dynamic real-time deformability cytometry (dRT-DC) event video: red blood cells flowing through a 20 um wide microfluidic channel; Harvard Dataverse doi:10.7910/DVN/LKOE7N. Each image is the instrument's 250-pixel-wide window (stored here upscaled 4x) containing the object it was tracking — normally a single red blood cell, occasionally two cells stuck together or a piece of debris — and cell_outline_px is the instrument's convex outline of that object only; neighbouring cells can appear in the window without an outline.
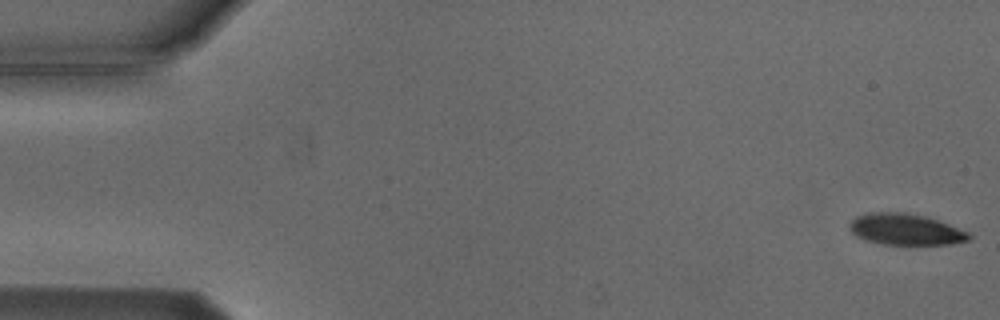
{"species": "Egyptian fruit bat (a non-hibernating species)", "species_latin": "Rousettus aegyptiacus", "temperature_condition": "cold", "stored_images_in_passage": 5, "camera_frame_rate_fps": 3000, "um_per_image_px": 0.085, "animal": {"sex": "male"}, "frame": {"image": 1, "passage_image": 1, "time_ms": 0.0, "image_size_px": [1000, 320], "cell_outline_px": [[972, 236], [968, 240], [948, 244], [884, 244], [864, 240], [856, 236], [852, 232], [848, 224], [856, 216], [868, 212], [904, 212], [924, 216], [948, 224], [968, 232]], "centroid_in_image_um": [76.92, 19.49], "position_along_channel_um": 8.1, "area_um2": 21.56}}
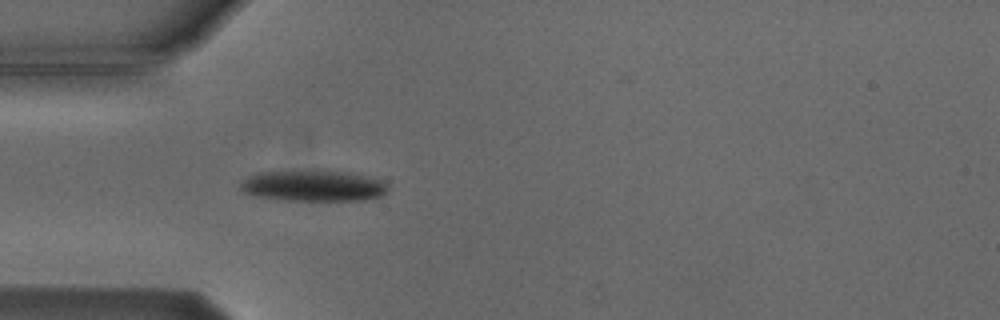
{"frame": {"image": 2, "passage_image": 5, "time_ms": 5.0, "image_size_px": [1000, 320], "cell_outline_px": [[388, 192], [380, 196], [364, 200], [284, 200], [260, 196], [244, 192], [240, 188], [240, 184], [248, 176], [260, 172], [316, 168], [324, 168], [352, 172], [384, 180], [388, 184]], "centroid_in_image_um": [26.71, 15.74], "position_along_channel_um": 58.3, "area_um2": 27.63}}